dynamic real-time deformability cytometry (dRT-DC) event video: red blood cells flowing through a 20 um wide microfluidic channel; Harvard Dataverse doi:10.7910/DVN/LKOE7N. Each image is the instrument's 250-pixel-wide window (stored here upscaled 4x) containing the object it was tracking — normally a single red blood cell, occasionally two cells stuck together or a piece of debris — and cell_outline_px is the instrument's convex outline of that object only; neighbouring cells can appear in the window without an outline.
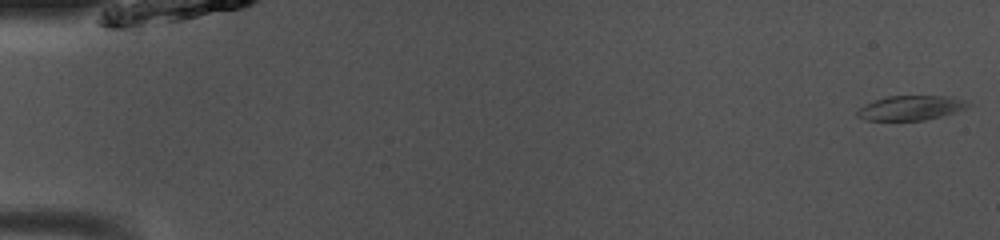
{"species": "common noctule bat (a hibernating species)", "species_latin": "Nyctalus noctula", "temperature_condition": "room temperature", "stored_images_in_passage": 49, "camera_frame_rate_fps": 3000, "um_per_image_px": 0.085, "animal": {"sex": "male", "body_mass_g": 13.0, "forearm_length_mm": 53.1}, "frame": {"image": 1, "passage_image": 1, "time_ms": 0.0, "image_size_px": [1000, 240], "cell_outline_px": [[972, 104], [964, 108], [940, 116], [924, 120], [864, 120], [856, 116], [856, 112], [860, 108], [876, 100], [888, 96], [952, 96], [964, 100]], "centroid_in_image_um": [77.4, 9.17], "position_along_channel_um": 7.6, "area_um2": 15.55}}
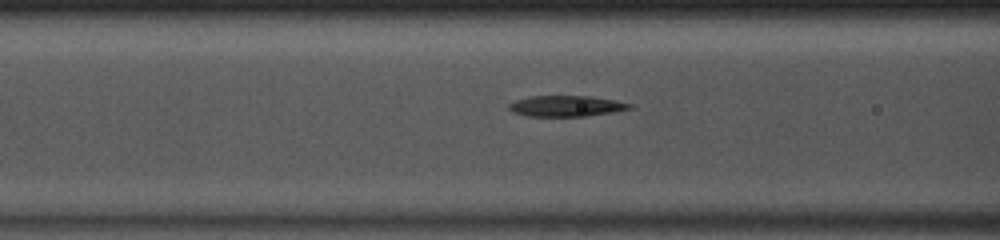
{"frame": {"image": 2, "passage_image": 20, "time_ms": 6.333, "image_size_px": [1000, 240], "cell_outline_px": [[636, 108], [612, 112], [584, 116], [528, 116], [512, 112], [508, 108], [508, 104], [516, 100], [532, 96], [588, 96], [612, 100], [632, 104]], "centroid_in_image_um": [48.12, 9.02], "position_along_channel_um": 118.5, "area_um2": 14.57}}
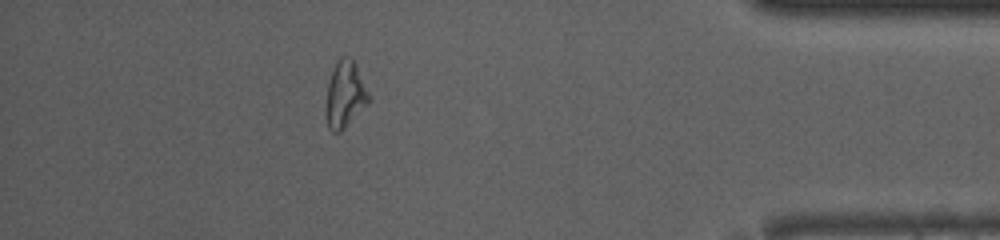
{"frame": {"image": 3, "passage_image": 44, "time_ms": 14.333, "image_size_px": [1000, 240], "cell_outline_px": [[372, 100], [340, 132], [332, 132], [328, 128], [328, 84], [332, 72], [336, 64], [344, 56], [348, 56], [356, 64], [372, 96]], "centroid_in_image_um": [29.41, 8.03], "position_along_channel_um": 405.8, "area_um2": 16.18}, "authors_computed_cell_mechanics": {"area_um2": 15.5482, "velocity_mm_per_s": 4.0724, "shape_relaxation_time_tau1_ms": 7.6066, "shape_relaxation_time_tau2_ms": 9.7812, "deformation_change_tau1": 0.2368, "deformation_change_tau2": 0.2432}}